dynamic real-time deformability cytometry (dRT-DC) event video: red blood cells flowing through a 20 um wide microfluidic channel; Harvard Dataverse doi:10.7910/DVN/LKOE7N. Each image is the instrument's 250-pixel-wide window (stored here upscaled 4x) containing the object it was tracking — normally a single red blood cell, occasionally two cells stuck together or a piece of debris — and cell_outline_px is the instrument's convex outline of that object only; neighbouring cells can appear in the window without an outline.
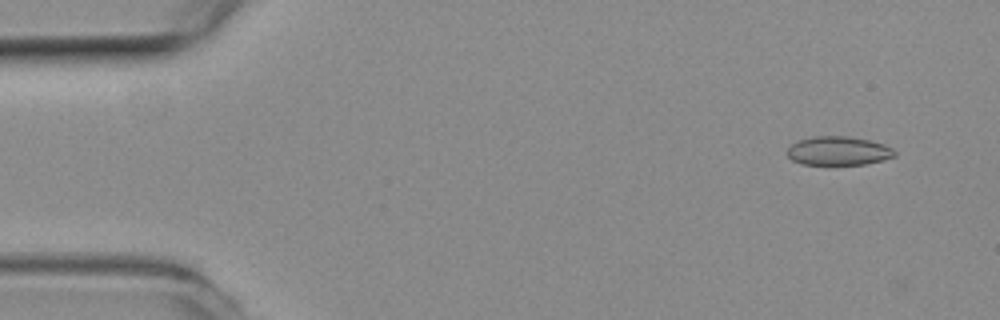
{"species": "common noctule bat (a hibernating species)", "species_latin": "Nyctalus noctula", "temperature_condition": "room temperature", "stored_images_in_passage": 13, "camera_frame_rate_fps": 3000, "um_per_image_px": 0.085, "animal": {"sex": "female", "body_mass_g": 19.3, "forearm_length_mm": 54.1}, "frame": {"image": 1, "passage_image": 4, "time_ms": 1.0, "image_size_px": [1000, 320], "cell_outline_px": [[896, 156], [884, 160], [864, 164], [800, 164], [792, 160], [784, 152], [792, 144], [800, 140], [812, 136], [848, 136], [868, 140], [884, 144], [892, 148], [896, 152]], "centroid_in_image_um": [71.25, 12.82], "position_along_channel_um": 13.7, "area_um2": 18.09}}